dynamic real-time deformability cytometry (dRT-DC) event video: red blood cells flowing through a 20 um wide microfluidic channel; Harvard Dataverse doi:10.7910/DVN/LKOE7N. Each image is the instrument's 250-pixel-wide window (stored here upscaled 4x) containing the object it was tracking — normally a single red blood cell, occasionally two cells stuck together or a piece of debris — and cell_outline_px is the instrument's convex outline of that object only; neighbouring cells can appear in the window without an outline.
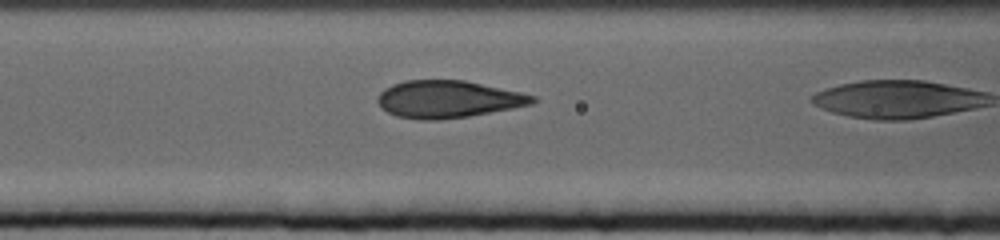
{"species": "human", "species_latin": "Homo sapiens", "temperature_condition": "cold", "stored_images_in_passage": 22, "camera_frame_rate_fps": 3000, "um_per_image_px": 0.085, "donor": {"sex": "female"}, "frame": {"image": 1, "passage_image": 21, "time_ms": 6.667, "image_size_px": [1000, 240], "cell_outline_px": [[536, 100], [532, 104], [512, 108], [468, 116], [436, 120], [420, 120], [396, 116], [380, 108], [376, 100], [380, 92], [384, 88], [392, 84], [404, 80], [464, 80], [520, 92], [536, 96]], "centroid_in_image_um": [38.03, 8.43], "position_along_channel_um": 128.6, "area_um2": 33.64}}